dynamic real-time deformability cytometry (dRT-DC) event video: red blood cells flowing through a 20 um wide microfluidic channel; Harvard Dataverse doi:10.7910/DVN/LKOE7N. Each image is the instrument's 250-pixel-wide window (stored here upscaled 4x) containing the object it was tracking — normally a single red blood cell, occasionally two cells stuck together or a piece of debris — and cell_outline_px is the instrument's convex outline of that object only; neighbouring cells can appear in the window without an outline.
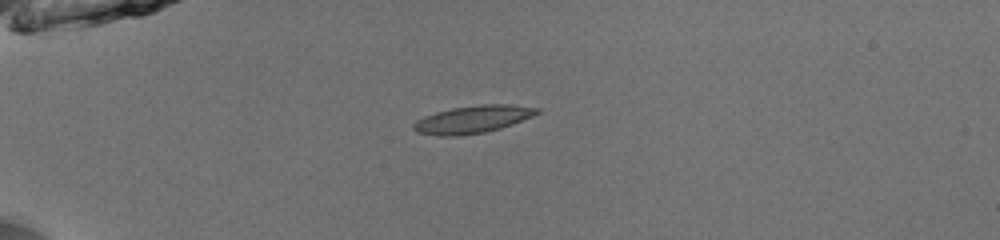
{"species": "common noctule bat (a hibernating species)", "species_latin": "Nyctalus noctula", "temperature_condition": "room temperature", "stored_images_in_passage": 38, "camera_frame_rate_fps": 3000, "um_per_image_px": 0.085, "animal": {"sex": "male", "body_mass_g": 13.0, "forearm_length_mm": 53.1}, "frame": {"image": 1, "passage_image": 1, "time_ms": 0.0, "image_size_px": [1000, 240], "cell_outline_px": [[540, 112], [532, 116], [512, 124], [500, 128], [484, 132], [456, 136], [440, 136], [416, 132], [412, 128], [412, 124], [416, 120], [424, 116], [436, 112], [452, 108], [480, 104], [512, 104], [540, 108]], "centroid_in_image_um": [40.16, 10.14], "position_along_channel_um": 44.8, "area_um2": 19.83}}
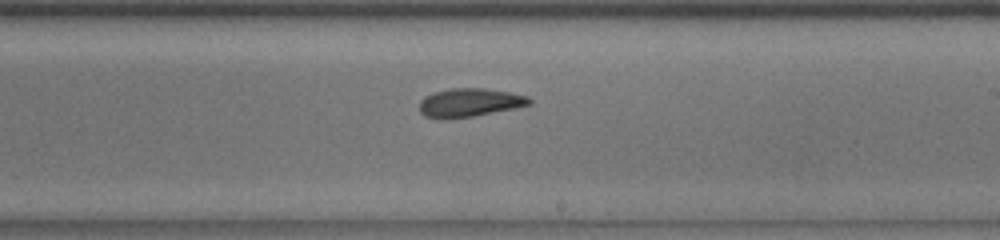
{"frame": {"image": 2, "passage_image": 19, "time_ms": 6.0, "image_size_px": [1000, 240], "cell_outline_px": [[532, 104], [516, 108], [472, 116], [448, 120], [436, 120], [424, 116], [420, 112], [420, 100], [424, 96], [432, 92], [452, 88], [484, 88], [508, 92], [528, 96], [532, 100]], "centroid_in_image_um": [39.87, 8.74], "position_along_channel_um": 249.1, "area_um2": 18.61}}
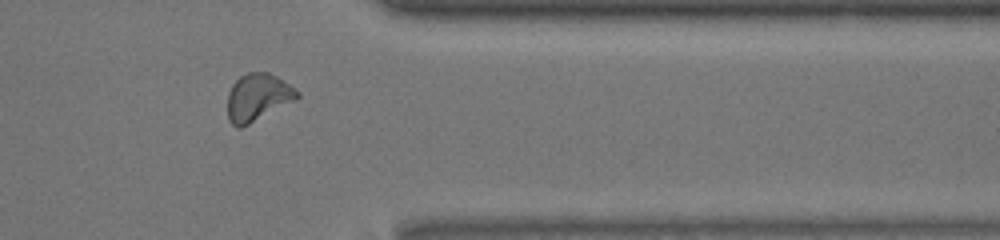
{"frame": {"image": 3, "passage_image": 30, "time_ms": 9.667, "image_size_px": [1000, 240], "cell_outline_px": [[300, 96], [296, 100], [240, 128], [236, 128], [228, 120], [228, 92], [232, 84], [240, 76], [248, 72], [268, 72], [276, 76], [300, 92]], "centroid_in_image_um": [21.9, 8.27], "position_along_channel_um": 389.5, "area_um2": 19.13}, "authors_computed_cell_mechanics": {"area_um2": 18.785, "velocity_mm_per_s": 3.9505, "shape_relaxation_time_tau1_ms": 5.3852, "shape_relaxation_time_tau2_ms": null, "deformation_change_tau1": 0.1405, "deformation_change_tau2": null}}